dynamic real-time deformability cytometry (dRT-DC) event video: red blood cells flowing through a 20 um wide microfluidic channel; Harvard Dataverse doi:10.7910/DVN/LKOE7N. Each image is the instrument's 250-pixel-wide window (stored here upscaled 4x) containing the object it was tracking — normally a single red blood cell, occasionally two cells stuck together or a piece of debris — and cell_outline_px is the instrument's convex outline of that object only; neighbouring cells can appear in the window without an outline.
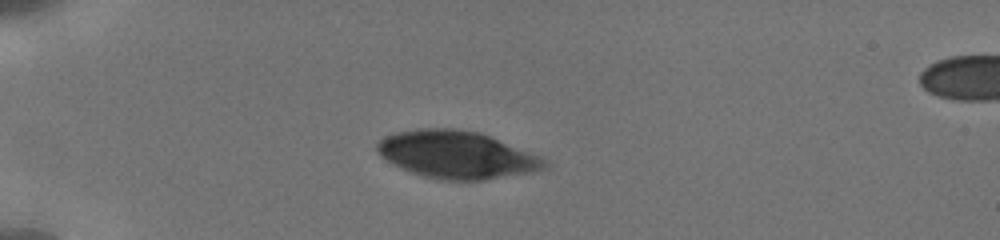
{"species": "human", "species_latin": "Homo sapiens", "temperature_condition": "cold", "stored_images_in_passage": 11, "camera_frame_rate_fps": 3000, "um_per_image_px": 0.085, "donor": {"sex": "male"}, "frame": {"image": 1, "passage_image": 1, "time_ms": 0.0, "image_size_px": [1000, 240], "cell_outline_px": [[548, 168], [532, 172], [484, 180], [440, 180], [424, 176], [400, 168], [392, 164], [380, 156], [376, 152], [376, 144], [384, 136], [396, 132], [416, 128], [452, 128], [480, 132], [540, 156], [548, 160]], "centroid_in_image_um": [38.8, 13.15], "position_along_channel_um": 46.2, "area_um2": 46.59}}
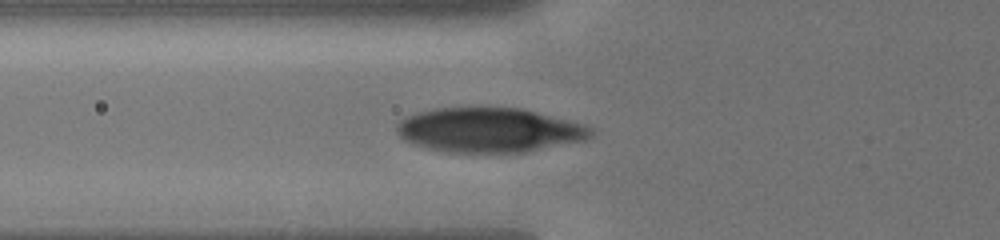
{"frame": {"image": 2, "passage_image": 7, "time_ms": 2.0, "image_size_px": [1000, 240], "cell_outline_px": [[592, 136], [588, 140], [524, 152], [444, 152], [412, 144], [404, 140], [396, 132], [396, 124], [400, 120], [408, 116], [420, 112], [436, 108], [476, 104], [524, 108], [584, 124], [592, 128]], "centroid_in_image_um": [41.58, 11.01], "position_along_channel_um": 84.2, "area_um2": 51.73}}
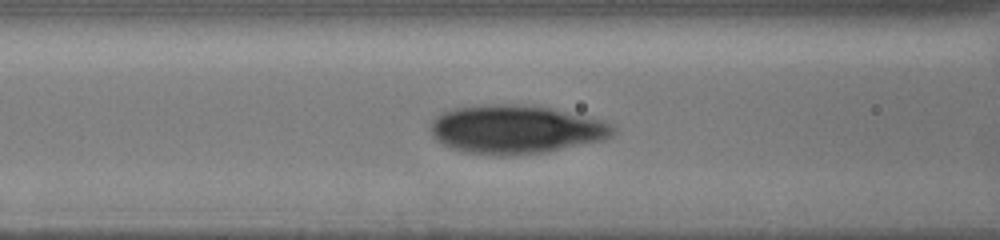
{"frame": {"image": 3, "passage_image": 10, "time_ms": 3.0, "image_size_px": [1000, 240], "cell_outline_px": [[616, 132], [612, 136], [604, 140], [544, 152], [516, 156], [496, 156], [460, 152], [448, 148], [436, 140], [432, 136], [428, 128], [432, 120], [436, 116], [452, 108], [480, 104], [516, 104], [548, 108], [604, 120], [616, 124]], "centroid_in_image_um": [43.81, 11.01], "position_along_channel_um": 122.8, "area_um2": 52.54}}